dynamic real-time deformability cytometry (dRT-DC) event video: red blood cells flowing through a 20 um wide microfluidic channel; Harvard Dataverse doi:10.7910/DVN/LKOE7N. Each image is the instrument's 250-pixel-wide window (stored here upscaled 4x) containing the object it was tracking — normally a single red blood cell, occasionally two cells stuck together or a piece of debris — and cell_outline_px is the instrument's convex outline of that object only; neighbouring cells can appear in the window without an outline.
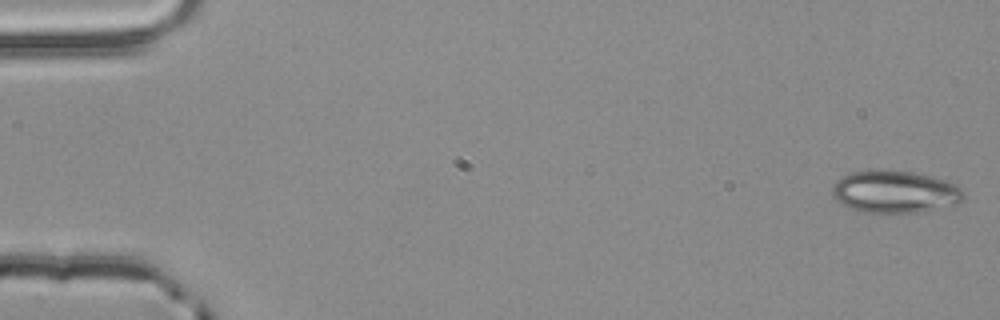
{"species": "common noctule bat (a hibernating species)", "species_latin": "Nyctalus noctula", "temperature_condition": "room temperature", "stored_images_in_passage": 4, "camera_frame_rate_fps": 3000, "um_per_image_px": 0.085, "animal": {"sex": "male", "body_mass_g": 20.4}, "frame": {"image": 1, "passage_image": 1, "time_ms": 0.0, "image_size_px": [1000, 320], "cell_outline_px": [[964, 196], [956, 204], [920, 212], [864, 212], [852, 208], [836, 200], [832, 192], [832, 188], [836, 180], [852, 172], [912, 172], [932, 176], [956, 184], [964, 192]], "centroid_in_image_um": [76.1, 16.32], "position_along_channel_um": 8.9, "area_um2": 31.44}}